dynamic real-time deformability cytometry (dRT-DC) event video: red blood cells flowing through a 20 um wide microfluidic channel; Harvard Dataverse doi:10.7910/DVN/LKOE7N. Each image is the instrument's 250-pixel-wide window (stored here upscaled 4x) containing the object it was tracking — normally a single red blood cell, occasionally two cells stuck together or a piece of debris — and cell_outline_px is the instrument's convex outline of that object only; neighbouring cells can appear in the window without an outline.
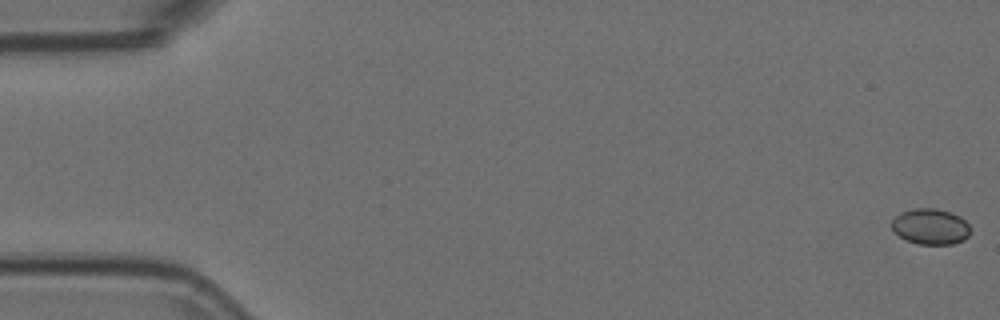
{"species": "Egyptian fruit bat (a non-hibernating species)", "species_latin": "Rousettus aegyptiacus", "temperature_condition": "room temperature", "stored_images_in_passage": 9, "camera_frame_rate_fps": 3000, "um_per_image_px": 0.085, "animal": {"sex": "female"}, "frame": {"image": 1, "passage_image": 1, "time_ms": 0.0, "image_size_px": [1000, 320], "cell_outline_px": [[972, 228], [968, 236], [964, 240], [952, 244], [916, 244], [900, 236], [892, 228], [892, 220], [900, 212], [916, 208], [936, 208], [960, 216]], "centroid_in_image_um": [79.12, 19.26], "position_along_channel_um": 5.9, "area_um2": 16.36}}